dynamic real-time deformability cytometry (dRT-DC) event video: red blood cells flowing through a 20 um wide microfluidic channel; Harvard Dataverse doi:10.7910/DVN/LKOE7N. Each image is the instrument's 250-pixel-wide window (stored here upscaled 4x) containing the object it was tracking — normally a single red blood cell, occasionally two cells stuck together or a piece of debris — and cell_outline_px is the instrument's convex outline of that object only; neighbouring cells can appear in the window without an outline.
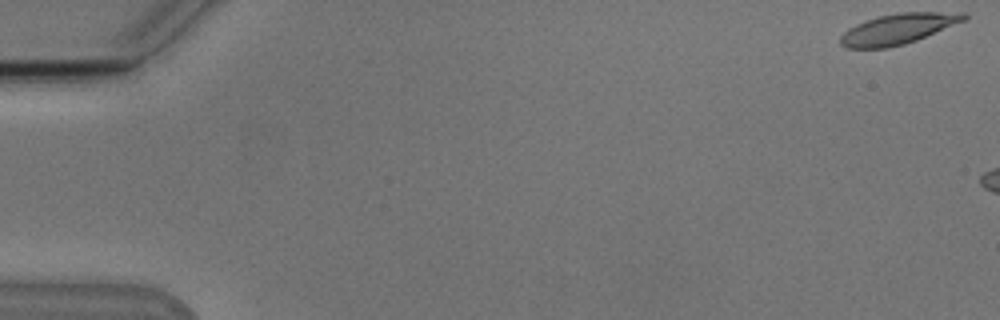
{"species": "Egyptian fruit bat (a non-hibernating species)", "species_latin": "Rousettus aegyptiacus", "temperature_condition": "cold", "stored_images_in_passage": 16, "camera_frame_rate_fps": 3000, "um_per_image_px": 0.085, "animal": {"sex": "male"}, "frame": {"image": 1, "passage_image": 1, "time_ms": 0.0, "image_size_px": [1000, 320], "cell_outline_px": [[968, 20], [916, 40], [904, 44], [888, 48], [848, 48], [840, 44], [840, 36], [848, 28], [864, 20], [896, 12], [968, 12]], "centroid_in_image_um": [76.38, 2.44], "position_along_channel_um": 8.6, "area_um2": 22.2}}
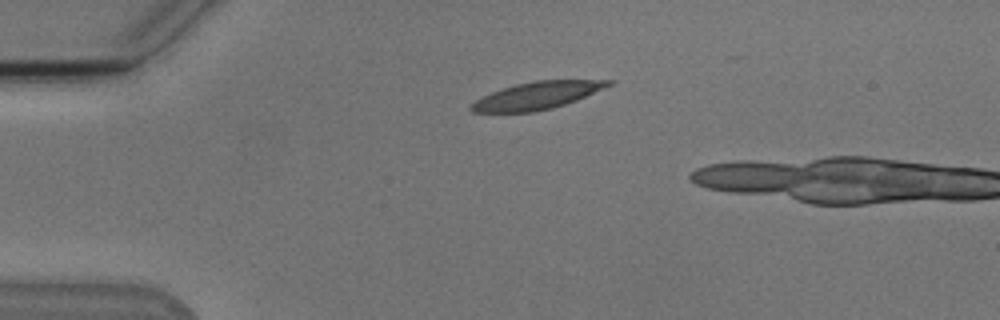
{"frame": {"image": 2, "passage_image": 13, "time_ms": 4.0, "image_size_px": [1000, 320], "cell_outline_px": [[612, 84], [576, 100], [552, 108], [532, 112], [472, 112], [468, 108], [480, 96], [516, 84], [532, 80], [612, 80]], "centroid_in_image_um": [45.6, 8.12], "position_along_channel_um": 39.4, "area_um2": 21.62}}